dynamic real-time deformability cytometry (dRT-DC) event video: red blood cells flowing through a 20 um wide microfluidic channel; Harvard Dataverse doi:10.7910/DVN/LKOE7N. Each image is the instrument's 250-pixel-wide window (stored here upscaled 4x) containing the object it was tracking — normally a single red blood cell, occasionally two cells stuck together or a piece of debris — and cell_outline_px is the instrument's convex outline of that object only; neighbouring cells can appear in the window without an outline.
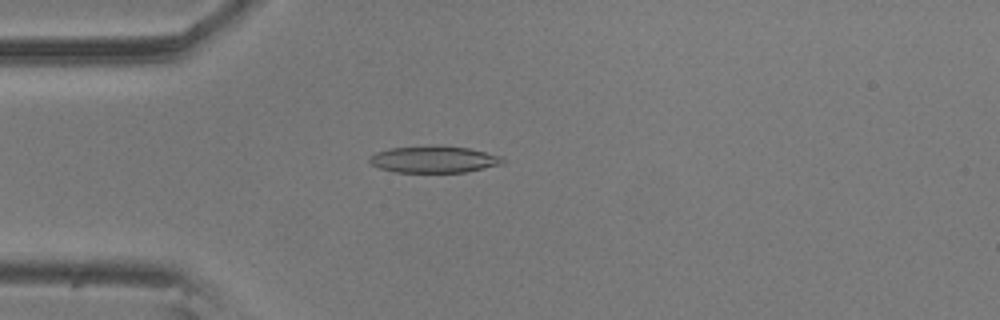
{"species": "common noctule bat (a hibernating species)", "species_latin": "Nyctalus noctula", "temperature_condition": "room temperature", "stored_images_in_passage": 57, "camera_frame_rate_fps": 3000, "um_per_image_px": 0.085, "animal": {"sex": "male", "body_mass_g": 20.5, "forearm_length_mm": 52.5}, "frame": {"image": 1, "passage_image": 15, "time_ms": 4.667, "image_size_px": [1000, 320], "cell_outline_px": [[504, 160], [500, 164], [464, 172], [396, 172], [380, 168], [372, 164], [368, 160], [376, 152], [392, 148], [432, 144], [436, 144], [468, 148], [500, 156]], "centroid_in_image_um": [36.84, 13.53], "position_along_channel_um": 48.2, "area_um2": 20.63}}
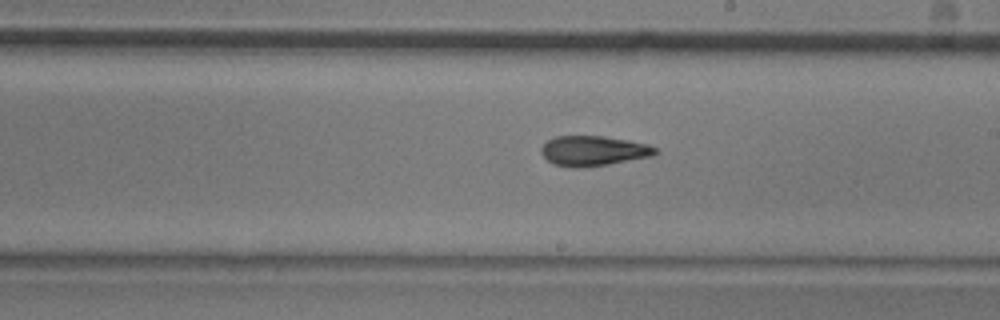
{"frame": {"image": 2, "passage_image": 32, "time_ms": 10.333, "image_size_px": [1000, 320], "cell_outline_px": [[660, 152], [652, 156], [608, 164], [580, 168], [572, 168], [552, 164], [540, 152], [540, 148], [548, 140], [556, 136], [604, 136], [628, 140], [648, 144], [656, 148]], "centroid_in_image_um": [50.43, 12.82], "position_along_channel_um": 238.6, "area_um2": 20.06}}
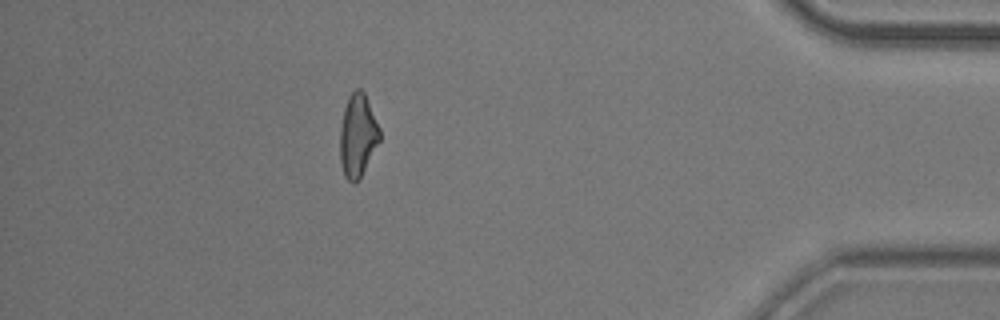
{"frame": {"image": 3, "passage_image": 50, "time_ms": 16.333, "image_size_px": [1000, 320], "cell_outline_px": [[380, 140], [360, 180], [352, 184], [344, 176], [340, 164], [340, 128], [344, 108], [348, 96], [356, 88], [360, 88], [364, 92], [380, 128]], "centroid_in_image_um": [30.4, 11.55], "position_along_channel_um": 404.8, "area_um2": 19.42}, "authors_computed_cell_mechanics": {"area_um2": 19.8254, "velocity_mm_per_s": 3.5568, "shape_relaxation_time_tau1_ms": 6.6865, "shape_relaxation_time_tau2_ms": 5.1738, "deformation_change_tau1": 0.1847, "deformation_change_tau2": 0.1568}}